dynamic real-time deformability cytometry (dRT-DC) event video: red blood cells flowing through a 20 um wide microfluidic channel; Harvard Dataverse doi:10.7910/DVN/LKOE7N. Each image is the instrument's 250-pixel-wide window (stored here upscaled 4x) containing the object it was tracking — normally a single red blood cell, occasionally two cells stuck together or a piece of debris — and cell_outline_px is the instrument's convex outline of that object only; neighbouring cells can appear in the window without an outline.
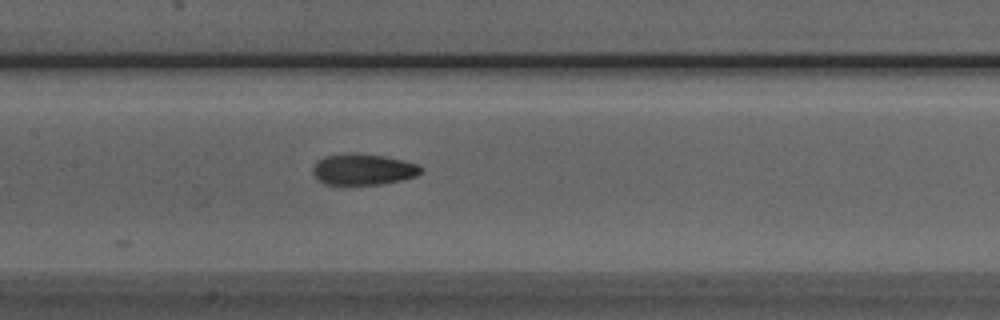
{"species": "Egyptian fruit bat (a non-hibernating species)", "species_latin": "Rousettus aegyptiacus", "temperature_condition": "room temperature", "stored_images_in_passage": 16, "camera_frame_rate_fps": 3000, "um_per_image_px": 0.085, "animal": {"sex": "male"}, "frame": {"image": 1, "passage_image": 13, "time_ms": 4.0, "image_size_px": [1000, 320], "cell_outline_px": [[424, 172], [416, 176], [384, 184], [324, 184], [316, 180], [312, 172], [312, 168], [316, 160], [324, 156], [348, 152], [352, 152], [384, 156], [416, 164], [424, 168]], "centroid_in_image_um": [30.82, 14.39], "position_along_channel_um": 176.6, "area_um2": 19.88}}
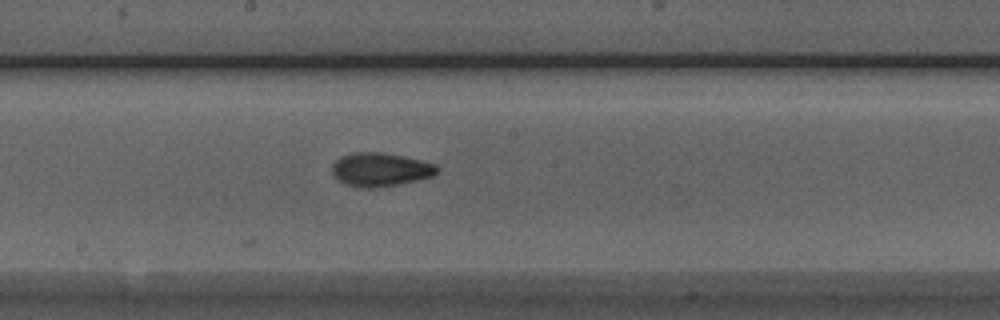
{"frame": {"image": 2, "passage_image": 16, "time_ms": 5.0, "image_size_px": [1000, 320], "cell_outline_px": [[440, 168], [432, 176], [400, 184], [376, 188], [360, 188], [344, 184], [332, 172], [332, 164], [340, 156], [356, 152], [380, 152], [404, 156], [436, 164]], "centroid_in_image_um": [32.32, 14.41], "position_along_channel_um": 215.9, "area_um2": 20.58}}